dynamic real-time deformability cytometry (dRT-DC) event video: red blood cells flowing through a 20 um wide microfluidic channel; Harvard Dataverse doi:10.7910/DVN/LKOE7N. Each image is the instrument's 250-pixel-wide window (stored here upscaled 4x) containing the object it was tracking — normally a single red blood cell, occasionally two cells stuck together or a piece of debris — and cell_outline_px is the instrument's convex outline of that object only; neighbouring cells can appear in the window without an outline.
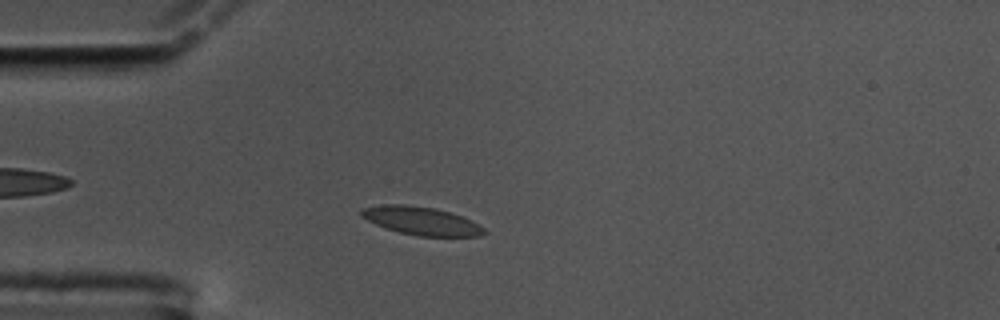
{"species": "common noctule bat (a hibernating species)", "species_latin": "Nyctalus noctula", "temperature_condition": "cold", "stored_images_in_passage": 52, "camera_frame_rate_fps": 3000, "um_per_image_px": 0.085, "animal": {"sex": "male", "body_mass_g": 17.5, "forearm_length_mm": 52.3}, "frame": {"image": 1, "passage_image": 9, "time_ms": 2.667, "image_size_px": [1000, 320], "cell_outline_px": [[488, 232], [480, 236], [416, 236], [384, 228], [360, 216], [360, 212], [364, 208], [384, 204], [408, 204], [436, 208], [472, 220], [480, 224]], "centroid_in_image_um": [35.83, 18.77], "position_along_channel_um": 49.2, "area_um2": 20.23}}
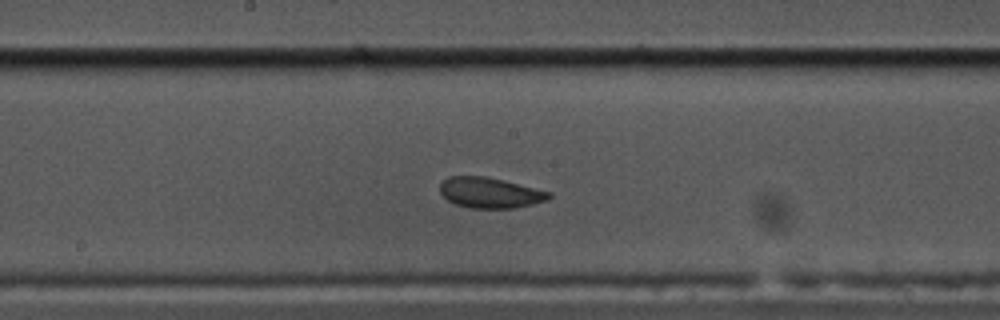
{"frame": {"image": 2, "passage_image": 24, "time_ms": 7.667, "image_size_px": [1000, 320], "cell_outline_px": [[552, 196], [548, 200], [516, 208], [468, 208], [456, 204], [448, 200], [440, 192], [440, 184], [448, 176], [484, 176], [504, 180], [552, 192]], "centroid_in_image_um": [41.67, 16.38], "position_along_channel_um": 206.5, "area_um2": 19.48}}
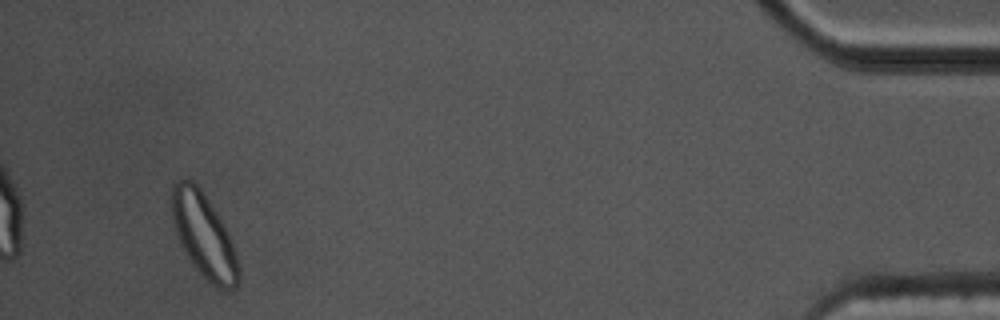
{"frame": {"image": 3, "passage_image": 49, "time_ms": 16.0, "image_size_px": [1000, 320], "cell_outline_px": [[240, 280], [232, 288], [216, 288], [192, 264], [180, 244], [172, 220], [168, 196], [176, 180], [192, 180], [200, 188], [216, 212], [228, 232], [240, 268]], "centroid_in_image_um": [17.28, 19.98], "position_along_channel_um": 417.9, "area_um2": 32.66}, "authors_computed_cell_mechanics": {"area_um2": 19.9121, "velocity_mm_per_s": 3.4074, "shape_relaxation_time_tau1_ms": 4.0457, "shape_relaxation_time_tau2_ms": 1.3703, "deformation_change_tau1": 0.0804, "deformation_change_tau2": 0.0356}}